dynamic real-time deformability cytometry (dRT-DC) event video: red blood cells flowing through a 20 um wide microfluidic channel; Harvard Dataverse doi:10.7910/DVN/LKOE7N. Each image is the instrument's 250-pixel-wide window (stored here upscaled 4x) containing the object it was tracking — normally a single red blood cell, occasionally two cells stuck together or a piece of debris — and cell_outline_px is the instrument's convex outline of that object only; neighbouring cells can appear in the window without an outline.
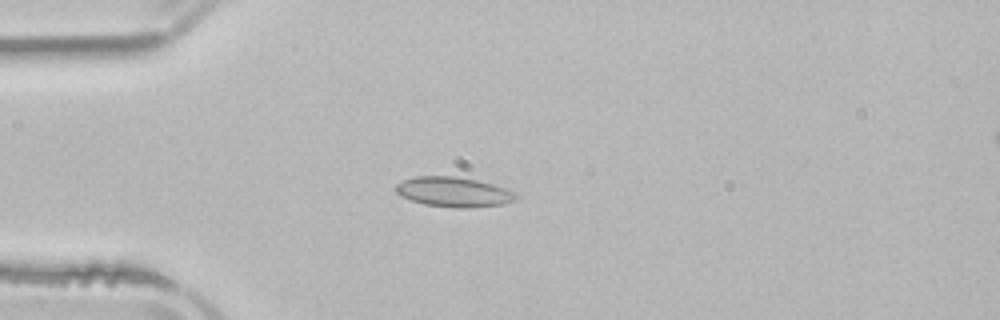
{"species": "common noctule bat (a hibernating species)", "species_latin": "Nyctalus noctula", "temperature_condition": "room temperature", "stored_images_in_passage": 3, "camera_frame_rate_fps": 3000, "um_per_image_px": 0.085, "animal": {"sex": "male", "body_mass_g": 21.5, "forearm_length_mm": 52.0}, "frame": {"image": 1, "passage_image": 3, "time_ms": 4.0, "image_size_px": [1000, 320], "cell_outline_px": [[516, 200], [504, 204], [472, 208], [460, 208], [424, 204], [412, 200], [396, 192], [396, 184], [412, 176], [456, 176], [476, 180], [492, 184], [516, 192]], "centroid_in_image_um": [38.58, 16.31], "position_along_channel_um": 46.4, "area_um2": 20.81}}